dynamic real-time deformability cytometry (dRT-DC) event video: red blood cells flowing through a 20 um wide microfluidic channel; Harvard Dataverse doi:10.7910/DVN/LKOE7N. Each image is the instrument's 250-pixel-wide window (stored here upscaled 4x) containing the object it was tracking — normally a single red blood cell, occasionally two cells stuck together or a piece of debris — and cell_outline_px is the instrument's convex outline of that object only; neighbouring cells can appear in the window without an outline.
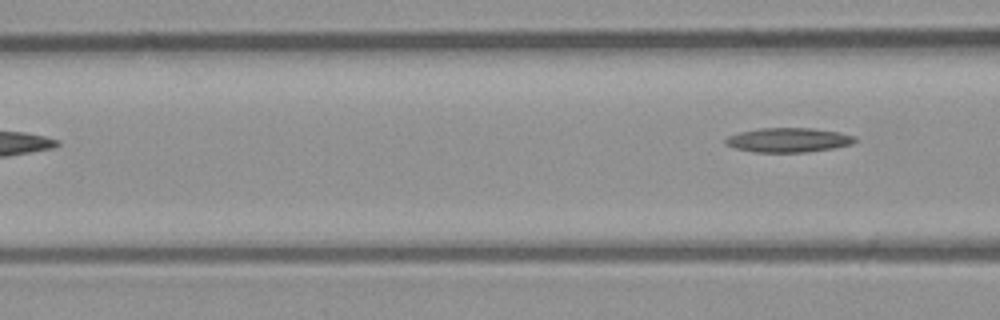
{"species": "common noctule bat (a hibernating species)", "species_latin": "Nyctalus noctula", "temperature_condition": "room temperature", "stored_images_in_passage": 5, "segment_of_instrument_passage": [2, 2], "camera_frame_rate_fps": 3000, "um_per_image_px": 0.085, "animal": {"sex": "male", "body_mass_g": 23.1, "forearm_length_mm": 52.7}, "frame": {"image": 1, "passage_image": 5, "time_ms": 1.333, "image_size_px": [1000, 320], "cell_outline_px": [[860, 140], [852, 144], [832, 148], [804, 152], [756, 152], [736, 148], [724, 144], [724, 140], [728, 136], [740, 132], [760, 128], [812, 128], [840, 132], [856, 136]], "centroid_in_image_um": [67.05, 11.89], "position_along_channel_um": 99.5, "area_um2": 18.44}}